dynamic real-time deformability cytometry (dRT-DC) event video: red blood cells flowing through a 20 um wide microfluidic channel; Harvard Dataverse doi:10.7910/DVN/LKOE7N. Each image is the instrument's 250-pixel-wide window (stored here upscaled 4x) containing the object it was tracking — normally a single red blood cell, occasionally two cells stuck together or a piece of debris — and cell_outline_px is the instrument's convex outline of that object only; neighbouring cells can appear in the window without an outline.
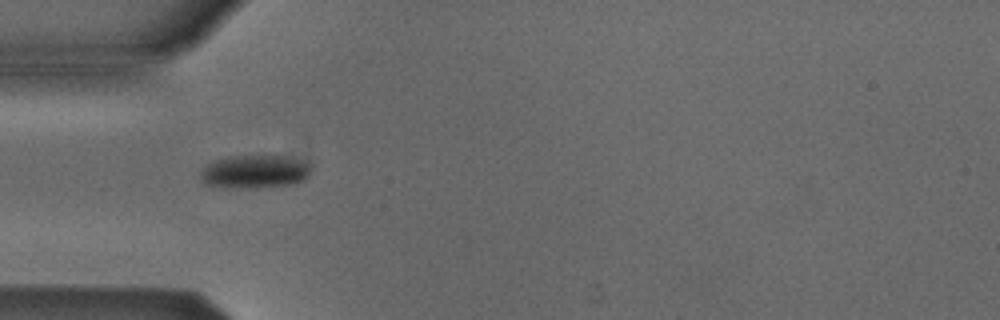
{"species": "Egyptian fruit bat (a non-hibernating species)", "species_latin": "Rousettus aegyptiacus", "temperature_condition": "cold", "stored_images_in_passage": 5, "camera_frame_rate_fps": 3000, "um_per_image_px": 0.085, "animal": {"sex": "male"}, "frame": {"image": 1, "passage_image": 3, "time_ms": 0.667, "image_size_px": [1000, 320], "cell_outline_px": [[312, 164], [308, 176], [304, 180], [292, 184], [248, 188], [232, 188], [204, 184], [200, 176], [200, 172], [208, 164], [216, 160], [228, 156], [280, 156], [308, 160]], "centroid_in_image_um": [21.69, 14.58], "position_along_channel_um": 63.3, "area_um2": 21.5}}
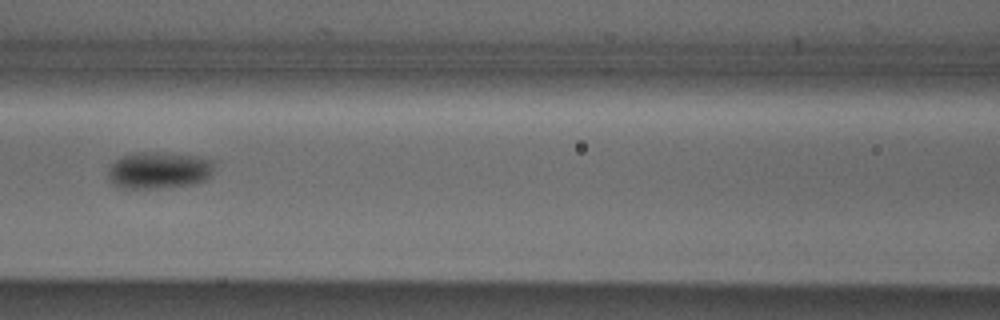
{"frame": {"image": 2, "passage_image": 5, "time_ms": 1.333, "image_size_px": [1000, 320], "cell_outline_px": [[216, 164], [212, 176], [204, 180], [192, 184], [156, 188], [120, 188], [112, 184], [108, 180], [108, 168], [120, 156], [136, 152], [160, 152], [204, 156], [216, 160]], "centroid_in_image_um": [13.55, 14.45], "position_along_channel_um": 153.0, "area_um2": 23.41}}